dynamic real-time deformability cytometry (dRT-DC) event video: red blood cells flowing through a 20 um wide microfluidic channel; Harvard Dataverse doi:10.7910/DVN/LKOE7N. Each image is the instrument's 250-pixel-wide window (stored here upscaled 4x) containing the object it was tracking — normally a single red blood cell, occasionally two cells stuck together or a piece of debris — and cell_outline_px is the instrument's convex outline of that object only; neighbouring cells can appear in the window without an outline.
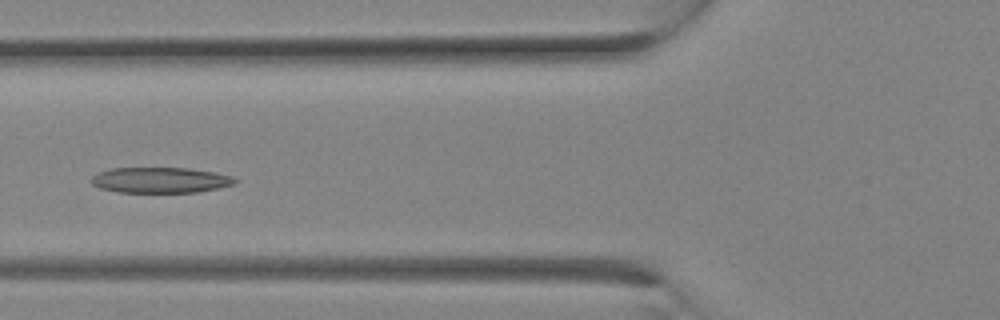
{"species": "Egyptian fruit bat (a non-hibernating species)", "species_latin": "Rousettus aegyptiacus", "temperature_condition": "room temperature", "stored_images_in_passage": 7, "camera_frame_rate_fps": 3000, "um_per_image_px": 0.085, "animal": {"sex": "female"}, "frame": {"image": 1, "passage_image": 6, "time_ms": 1.667, "image_size_px": [1000, 320], "cell_outline_px": [[240, 180], [236, 184], [196, 192], [120, 192], [100, 188], [92, 184], [88, 180], [92, 176], [100, 172], [112, 168], [188, 168], [216, 172], [232, 176]], "centroid_in_image_um": [13.65, 15.3], "position_along_channel_um": 112.1, "area_um2": 21.5}}